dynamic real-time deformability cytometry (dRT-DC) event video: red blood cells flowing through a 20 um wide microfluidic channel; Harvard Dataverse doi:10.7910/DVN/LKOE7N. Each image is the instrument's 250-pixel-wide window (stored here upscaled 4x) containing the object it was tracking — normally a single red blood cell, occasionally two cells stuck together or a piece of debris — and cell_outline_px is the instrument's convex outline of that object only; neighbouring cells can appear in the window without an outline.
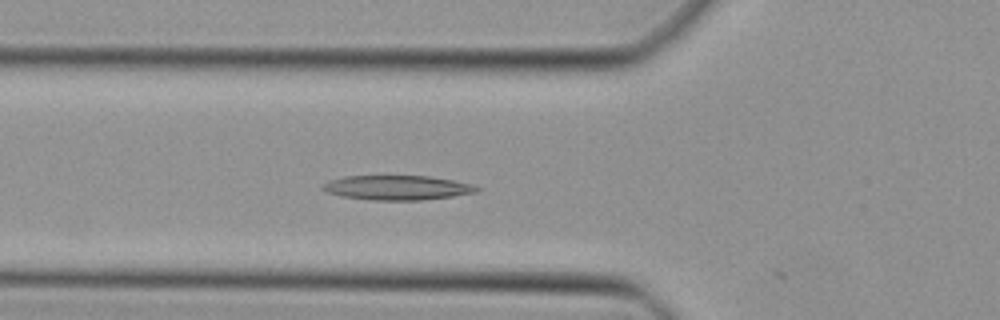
{"species": "Egyptian fruit bat (a non-hibernating species)", "species_latin": "Rousettus aegyptiacus", "temperature_condition": "cold", "stored_images_in_passage": 15, "camera_frame_rate_fps": 3000, "um_per_image_px": 0.085, "animal": {"sex": "female"}, "frame": {"image": 1, "passage_image": 14, "time_ms": 4.333, "image_size_px": [1000, 320], "cell_outline_px": [[480, 188], [476, 192], [452, 196], [420, 200], [376, 200], [340, 196], [328, 192], [320, 188], [328, 180], [344, 176], [428, 176], [452, 180], [472, 184]], "centroid_in_image_um": [33.73, 15.95], "position_along_channel_um": 92.1, "area_um2": 21.85}}